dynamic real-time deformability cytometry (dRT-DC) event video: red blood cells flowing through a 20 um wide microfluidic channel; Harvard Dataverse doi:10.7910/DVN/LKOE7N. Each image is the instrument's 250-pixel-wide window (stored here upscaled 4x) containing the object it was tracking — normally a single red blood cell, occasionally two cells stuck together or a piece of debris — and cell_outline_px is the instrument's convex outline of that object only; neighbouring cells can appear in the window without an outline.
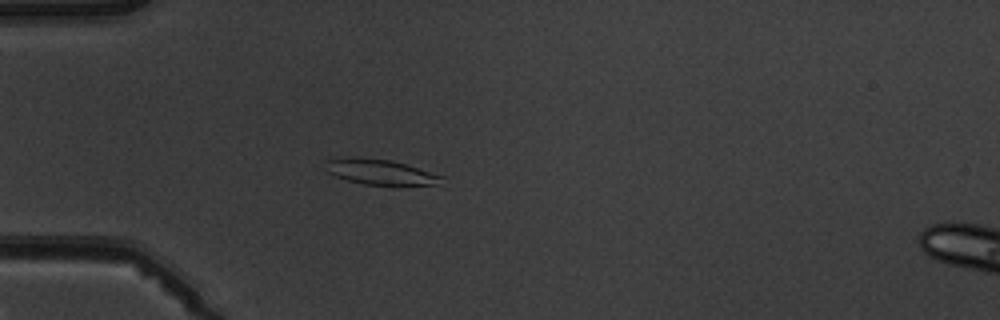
{"species": "common noctule bat (a hibernating species)", "species_latin": "Nyctalus noctula", "temperature_condition": "warm", "stored_images_in_passage": 6, "camera_frame_rate_fps": 3000, "um_per_image_px": 0.085, "animal": {"sex": "male", "body_mass_g": 19.5, "forearm_length_mm": 54.6}, "frame": {"image": 1, "passage_image": 5, "time_ms": 4.667, "image_size_px": [1000, 320], "cell_outline_px": [[444, 176], [436, 184], [392, 188], [364, 184], [332, 176], [328, 172], [324, 160], [348, 156], [356, 156], [392, 160]], "centroid_in_image_um": [32.29, 14.64], "position_along_channel_um": 52.7, "area_um2": 17.98}}